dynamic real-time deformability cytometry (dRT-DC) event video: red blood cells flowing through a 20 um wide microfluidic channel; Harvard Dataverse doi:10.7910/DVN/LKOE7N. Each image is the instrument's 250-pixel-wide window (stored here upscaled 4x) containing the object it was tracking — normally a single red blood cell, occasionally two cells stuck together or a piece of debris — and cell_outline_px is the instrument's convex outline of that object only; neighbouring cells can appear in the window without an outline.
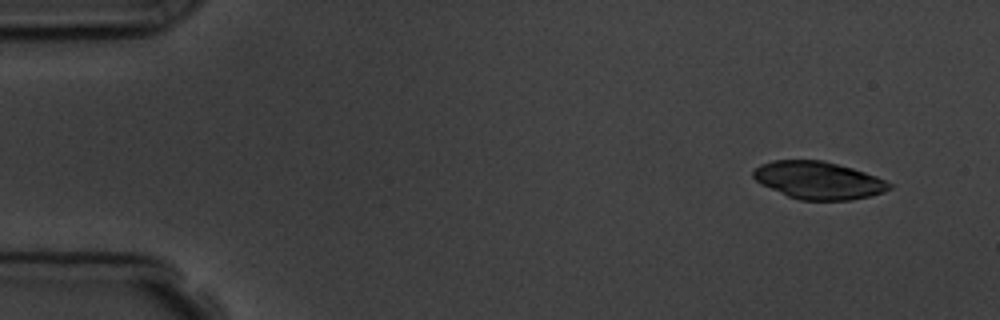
{"species": "common noctule bat (a hibernating species)", "species_latin": "Nyctalus noctula", "temperature_condition": "room temperature", "stored_images_in_passage": 4, "camera_frame_rate_fps": 3000, "um_per_image_px": 0.085, "animal": {"sex": "male", "body_mass_g": 19.5, "forearm_length_mm": 54.6}, "frame": {"image": 1, "passage_image": 1, "time_ms": 0.0, "image_size_px": [1000, 320], "cell_outline_px": [[892, 188], [884, 192], [852, 200], [800, 200], [788, 196], [760, 184], [752, 176], [752, 172], [760, 164], [772, 160], [824, 160], [852, 168], [876, 176], [892, 184]], "centroid_in_image_um": [69.55, 15.32], "position_along_channel_um": 15.4, "area_um2": 29.77}}